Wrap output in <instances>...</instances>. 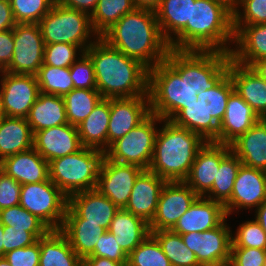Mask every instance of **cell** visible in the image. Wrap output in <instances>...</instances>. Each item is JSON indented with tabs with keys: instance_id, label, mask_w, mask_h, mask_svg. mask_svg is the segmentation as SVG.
I'll return each instance as SVG.
<instances>
[{
	"instance_id": "15",
	"label": "cell",
	"mask_w": 266,
	"mask_h": 266,
	"mask_svg": "<svg viewBox=\"0 0 266 266\" xmlns=\"http://www.w3.org/2000/svg\"><path fill=\"white\" fill-rule=\"evenodd\" d=\"M199 196L184 182H166L158 199L150 231L172 230Z\"/></svg>"
},
{
	"instance_id": "1",
	"label": "cell",
	"mask_w": 266,
	"mask_h": 266,
	"mask_svg": "<svg viewBox=\"0 0 266 266\" xmlns=\"http://www.w3.org/2000/svg\"><path fill=\"white\" fill-rule=\"evenodd\" d=\"M93 62L96 89L102 98L148 95V68L101 37L85 51Z\"/></svg>"
},
{
	"instance_id": "18",
	"label": "cell",
	"mask_w": 266,
	"mask_h": 266,
	"mask_svg": "<svg viewBox=\"0 0 266 266\" xmlns=\"http://www.w3.org/2000/svg\"><path fill=\"white\" fill-rule=\"evenodd\" d=\"M119 208L97 189L81 191L68 197L64 219H86L99 224L106 230Z\"/></svg>"
},
{
	"instance_id": "49",
	"label": "cell",
	"mask_w": 266,
	"mask_h": 266,
	"mask_svg": "<svg viewBox=\"0 0 266 266\" xmlns=\"http://www.w3.org/2000/svg\"><path fill=\"white\" fill-rule=\"evenodd\" d=\"M88 257L108 258L126 266L128 255L117 243L114 235L107 230L96 242L93 254Z\"/></svg>"
},
{
	"instance_id": "7",
	"label": "cell",
	"mask_w": 266,
	"mask_h": 266,
	"mask_svg": "<svg viewBox=\"0 0 266 266\" xmlns=\"http://www.w3.org/2000/svg\"><path fill=\"white\" fill-rule=\"evenodd\" d=\"M104 152L83 147L49 162V179L67 196L96 189Z\"/></svg>"
},
{
	"instance_id": "42",
	"label": "cell",
	"mask_w": 266,
	"mask_h": 266,
	"mask_svg": "<svg viewBox=\"0 0 266 266\" xmlns=\"http://www.w3.org/2000/svg\"><path fill=\"white\" fill-rule=\"evenodd\" d=\"M126 266H172L157 241L150 233L127 258Z\"/></svg>"
},
{
	"instance_id": "33",
	"label": "cell",
	"mask_w": 266,
	"mask_h": 266,
	"mask_svg": "<svg viewBox=\"0 0 266 266\" xmlns=\"http://www.w3.org/2000/svg\"><path fill=\"white\" fill-rule=\"evenodd\" d=\"M39 266H83V260L60 230H50L40 238Z\"/></svg>"
},
{
	"instance_id": "44",
	"label": "cell",
	"mask_w": 266,
	"mask_h": 266,
	"mask_svg": "<svg viewBox=\"0 0 266 266\" xmlns=\"http://www.w3.org/2000/svg\"><path fill=\"white\" fill-rule=\"evenodd\" d=\"M232 9L233 26L266 23V0H235Z\"/></svg>"
},
{
	"instance_id": "53",
	"label": "cell",
	"mask_w": 266,
	"mask_h": 266,
	"mask_svg": "<svg viewBox=\"0 0 266 266\" xmlns=\"http://www.w3.org/2000/svg\"><path fill=\"white\" fill-rule=\"evenodd\" d=\"M21 184L0 170V210L19 205Z\"/></svg>"
},
{
	"instance_id": "20",
	"label": "cell",
	"mask_w": 266,
	"mask_h": 266,
	"mask_svg": "<svg viewBox=\"0 0 266 266\" xmlns=\"http://www.w3.org/2000/svg\"><path fill=\"white\" fill-rule=\"evenodd\" d=\"M230 151V145L206 142L198 151L190 173L184 182L199 197H204L212 188L221 160Z\"/></svg>"
},
{
	"instance_id": "14",
	"label": "cell",
	"mask_w": 266,
	"mask_h": 266,
	"mask_svg": "<svg viewBox=\"0 0 266 266\" xmlns=\"http://www.w3.org/2000/svg\"><path fill=\"white\" fill-rule=\"evenodd\" d=\"M195 1L162 0L155 10L161 33L170 49L191 50V12Z\"/></svg>"
},
{
	"instance_id": "24",
	"label": "cell",
	"mask_w": 266,
	"mask_h": 266,
	"mask_svg": "<svg viewBox=\"0 0 266 266\" xmlns=\"http://www.w3.org/2000/svg\"><path fill=\"white\" fill-rule=\"evenodd\" d=\"M261 118L233 91L228 97L225 115L219 124L218 143L230 145Z\"/></svg>"
},
{
	"instance_id": "5",
	"label": "cell",
	"mask_w": 266,
	"mask_h": 266,
	"mask_svg": "<svg viewBox=\"0 0 266 266\" xmlns=\"http://www.w3.org/2000/svg\"><path fill=\"white\" fill-rule=\"evenodd\" d=\"M197 92L164 60L148 69L150 113L172 120L186 105L197 101Z\"/></svg>"
},
{
	"instance_id": "59",
	"label": "cell",
	"mask_w": 266,
	"mask_h": 266,
	"mask_svg": "<svg viewBox=\"0 0 266 266\" xmlns=\"http://www.w3.org/2000/svg\"><path fill=\"white\" fill-rule=\"evenodd\" d=\"M162 0H133L136 8L155 11Z\"/></svg>"
},
{
	"instance_id": "4",
	"label": "cell",
	"mask_w": 266,
	"mask_h": 266,
	"mask_svg": "<svg viewBox=\"0 0 266 266\" xmlns=\"http://www.w3.org/2000/svg\"><path fill=\"white\" fill-rule=\"evenodd\" d=\"M233 0H196L191 12V50L230 53L234 43ZM231 43V44H230Z\"/></svg>"
},
{
	"instance_id": "6",
	"label": "cell",
	"mask_w": 266,
	"mask_h": 266,
	"mask_svg": "<svg viewBox=\"0 0 266 266\" xmlns=\"http://www.w3.org/2000/svg\"><path fill=\"white\" fill-rule=\"evenodd\" d=\"M230 53L218 50L170 49L165 61L197 93L214 88L230 68Z\"/></svg>"
},
{
	"instance_id": "37",
	"label": "cell",
	"mask_w": 266,
	"mask_h": 266,
	"mask_svg": "<svg viewBox=\"0 0 266 266\" xmlns=\"http://www.w3.org/2000/svg\"><path fill=\"white\" fill-rule=\"evenodd\" d=\"M135 8L133 0H99L90 15L94 32L101 37L122 16Z\"/></svg>"
},
{
	"instance_id": "43",
	"label": "cell",
	"mask_w": 266,
	"mask_h": 266,
	"mask_svg": "<svg viewBox=\"0 0 266 266\" xmlns=\"http://www.w3.org/2000/svg\"><path fill=\"white\" fill-rule=\"evenodd\" d=\"M1 223L13 229L28 232H49L51 229L37 216L31 214L20 205L0 210Z\"/></svg>"
},
{
	"instance_id": "16",
	"label": "cell",
	"mask_w": 266,
	"mask_h": 266,
	"mask_svg": "<svg viewBox=\"0 0 266 266\" xmlns=\"http://www.w3.org/2000/svg\"><path fill=\"white\" fill-rule=\"evenodd\" d=\"M142 168L132 164L118 163L107 159L102 160L96 189L109 198L119 209L128 203L134 182Z\"/></svg>"
},
{
	"instance_id": "34",
	"label": "cell",
	"mask_w": 266,
	"mask_h": 266,
	"mask_svg": "<svg viewBox=\"0 0 266 266\" xmlns=\"http://www.w3.org/2000/svg\"><path fill=\"white\" fill-rule=\"evenodd\" d=\"M60 231L68 239L75 253L84 260L94 252L96 242L107 230L86 219H64Z\"/></svg>"
},
{
	"instance_id": "23",
	"label": "cell",
	"mask_w": 266,
	"mask_h": 266,
	"mask_svg": "<svg viewBox=\"0 0 266 266\" xmlns=\"http://www.w3.org/2000/svg\"><path fill=\"white\" fill-rule=\"evenodd\" d=\"M228 216L220 202L198 197L172 229L177 234L203 232L218 227Z\"/></svg>"
},
{
	"instance_id": "47",
	"label": "cell",
	"mask_w": 266,
	"mask_h": 266,
	"mask_svg": "<svg viewBox=\"0 0 266 266\" xmlns=\"http://www.w3.org/2000/svg\"><path fill=\"white\" fill-rule=\"evenodd\" d=\"M231 239V247L266 249V233L255 219L240 224Z\"/></svg>"
},
{
	"instance_id": "35",
	"label": "cell",
	"mask_w": 266,
	"mask_h": 266,
	"mask_svg": "<svg viewBox=\"0 0 266 266\" xmlns=\"http://www.w3.org/2000/svg\"><path fill=\"white\" fill-rule=\"evenodd\" d=\"M171 121L199 134L206 142L218 143L219 123L208 116L199 100L186 105Z\"/></svg>"
},
{
	"instance_id": "10",
	"label": "cell",
	"mask_w": 266,
	"mask_h": 266,
	"mask_svg": "<svg viewBox=\"0 0 266 266\" xmlns=\"http://www.w3.org/2000/svg\"><path fill=\"white\" fill-rule=\"evenodd\" d=\"M19 205L42 220L51 230H60L68 197L49 179L22 184Z\"/></svg>"
},
{
	"instance_id": "31",
	"label": "cell",
	"mask_w": 266,
	"mask_h": 266,
	"mask_svg": "<svg viewBox=\"0 0 266 266\" xmlns=\"http://www.w3.org/2000/svg\"><path fill=\"white\" fill-rule=\"evenodd\" d=\"M110 231L122 250L129 255L151 233L149 224L142 218L135 216L124 209L113 217Z\"/></svg>"
},
{
	"instance_id": "62",
	"label": "cell",
	"mask_w": 266,
	"mask_h": 266,
	"mask_svg": "<svg viewBox=\"0 0 266 266\" xmlns=\"http://www.w3.org/2000/svg\"><path fill=\"white\" fill-rule=\"evenodd\" d=\"M0 266H12L5 257H0Z\"/></svg>"
},
{
	"instance_id": "45",
	"label": "cell",
	"mask_w": 266,
	"mask_h": 266,
	"mask_svg": "<svg viewBox=\"0 0 266 266\" xmlns=\"http://www.w3.org/2000/svg\"><path fill=\"white\" fill-rule=\"evenodd\" d=\"M56 0H10L16 23H39Z\"/></svg>"
},
{
	"instance_id": "56",
	"label": "cell",
	"mask_w": 266,
	"mask_h": 266,
	"mask_svg": "<svg viewBox=\"0 0 266 266\" xmlns=\"http://www.w3.org/2000/svg\"><path fill=\"white\" fill-rule=\"evenodd\" d=\"M60 4L92 14L99 0H57Z\"/></svg>"
},
{
	"instance_id": "52",
	"label": "cell",
	"mask_w": 266,
	"mask_h": 266,
	"mask_svg": "<svg viewBox=\"0 0 266 266\" xmlns=\"http://www.w3.org/2000/svg\"><path fill=\"white\" fill-rule=\"evenodd\" d=\"M4 257L12 266H39L40 238L31 246L7 252Z\"/></svg>"
},
{
	"instance_id": "19",
	"label": "cell",
	"mask_w": 266,
	"mask_h": 266,
	"mask_svg": "<svg viewBox=\"0 0 266 266\" xmlns=\"http://www.w3.org/2000/svg\"><path fill=\"white\" fill-rule=\"evenodd\" d=\"M150 114L148 95L110 98L108 147L122 138Z\"/></svg>"
},
{
	"instance_id": "39",
	"label": "cell",
	"mask_w": 266,
	"mask_h": 266,
	"mask_svg": "<svg viewBox=\"0 0 266 266\" xmlns=\"http://www.w3.org/2000/svg\"><path fill=\"white\" fill-rule=\"evenodd\" d=\"M159 242L163 253L172 266H201L194 254L185 244L180 234L172 230L150 231Z\"/></svg>"
},
{
	"instance_id": "25",
	"label": "cell",
	"mask_w": 266,
	"mask_h": 266,
	"mask_svg": "<svg viewBox=\"0 0 266 266\" xmlns=\"http://www.w3.org/2000/svg\"><path fill=\"white\" fill-rule=\"evenodd\" d=\"M228 74L233 82L234 91L260 118L266 115V81L250 66L241 65L232 59Z\"/></svg>"
},
{
	"instance_id": "22",
	"label": "cell",
	"mask_w": 266,
	"mask_h": 266,
	"mask_svg": "<svg viewBox=\"0 0 266 266\" xmlns=\"http://www.w3.org/2000/svg\"><path fill=\"white\" fill-rule=\"evenodd\" d=\"M166 182L150 170H143L134 182L124 210L144 219L149 224L156 213L158 199Z\"/></svg>"
},
{
	"instance_id": "12",
	"label": "cell",
	"mask_w": 266,
	"mask_h": 266,
	"mask_svg": "<svg viewBox=\"0 0 266 266\" xmlns=\"http://www.w3.org/2000/svg\"><path fill=\"white\" fill-rule=\"evenodd\" d=\"M0 78L2 115L26 118L40 93L36 75L0 71Z\"/></svg>"
},
{
	"instance_id": "57",
	"label": "cell",
	"mask_w": 266,
	"mask_h": 266,
	"mask_svg": "<svg viewBox=\"0 0 266 266\" xmlns=\"http://www.w3.org/2000/svg\"><path fill=\"white\" fill-rule=\"evenodd\" d=\"M83 266H123L121 263L102 257H86Z\"/></svg>"
},
{
	"instance_id": "36",
	"label": "cell",
	"mask_w": 266,
	"mask_h": 266,
	"mask_svg": "<svg viewBox=\"0 0 266 266\" xmlns=\"http://www.w3.org/2000/svg\"><path fill=\"white\" fill-rule=\"evenodd\" d=\"M241 165L240 159L230 151L221 160L212 188L204 197L224 205L231 198L234 182Z\"/></svg>"
},
{
	"instance_id": "55",
	"label": "cell",
	"mask_w": 266,
	"mask_h": 266,
	"mask_svg": "<svg viewBox=\"0 0 266 266\" xmlns=\"http://www.w3.org/2000/svg\"><path fill=\"white\" fill-rule=\"evenodd\" d=\"M16 24L10 1L0 0V32L11 30Z\"/></svg>"
},
{
	"instance_id": "63",
	"label": "cell",
	"mask_w": 266,
	"mask_h": 266,
	"mask_svg": "<svg viewBox=\"0 0 266 266\" xmlns=\"http://www.w3.org/2000/svg\"><path fill=\"white\" fill-rule=\"evenodd\" d=\"M261 119H262V120L265 122V124H266V115H264Z\"/></svg>"
},
{
	"instance_id": "29",
	"label": "cell",
	"mask_w": 266,
	"mask_h": 266,
	"mask_svg": "<svg viewBox=\"0 0 266 266\" xmlns=\"http://www.w3.org/2000/svg\"><path fill=\"white\" fill-rule=\"evenodd\" d=\"M110 120V98H102L90 115L78 126L83 147L105 152L108 149V126Z\"/></svg>"
},
{
	"instance_id": "40",
	"label": "cell",
	"mask_w": 266,
	"mask_h": 266,
	"mask_svg": "<svg viewBox=\"0 0 266 266\" xmlns=\"http://www.w3.org/2000/svg\"><path fill=\"white\" fill-rule=\"evenodd\" d=\"M233 91V82L227 74L214 88L198 93L197 98L208 116H212L220 124L225 115L228 97Z\"/></svg>"
},
{
	"instance_id": "48",
	"label": "cell",
	"mask_w": 266,
	"mask_h": 266,
	"mask_svg": "<svg viewBox=\"0 0 266 266\" xmlns=\"http://www.w3.org/2000/svg\"><path fill=\"white\" fill-rule=\"evenodd\" d=\"M70 76L75 89H96L93 62L83 53L70 67Z\"/></svg>"
},
{
	"instance_id": "50",
	"label": "cell",
	"mask_w": 266,
	"mask_h": 266,
	"mask_svg": "<svg viewBox=\"0 0 266 266\" xmlns=\"http://www.w3.org/2000/svg\"><path fill=\"white\" fill-rule=\"evenodd\" d=\"M4 255L17 248H24L33 245L39 238L44 237L48 232H28L25 230L13 229L12 226H3Z\"/></svg>"
},
{
	"instance_id": "46",
	"label": "cell",
	"mask_w": 266,
	"mask_h": 266,
	"mask_svg": "<svg viewBox=\"0 0 266 266\" xmlns=\"http://www.w3.org/2000/svg\"><path fill=\"white\" fill-rule=\"evenodd\" d=\"M83 53L85 52L77 45L68 43L48 44L45 45L43 65L70 68Z\"/></svg>"
},
{
	"instance_id": "41",
	"label": "cell",
	"mask_w": 266,
	"mask_h": 266,
	"mask_svg": "<svg viewBox=\"0 0 266 266\" xmlns=\"http://www.w3.org/2000/svg\"><path fill=\"white\" fill-rule=\"evenodd\" d=\"M41 93L64 96L74 89L70 68L42 65L36 74Z\"/></svg>"
},
{
	"instance_id": "60",
	"label": "cell",
	"mask_w": 266,
	"mask_h": 266,
	"mask_svg": "<svg viewBox=\"0 0 266 266\" xmlns=\"http://www.w3.org/2000/svg\"><path fill=\"white\" fill-rule=\"evenodd\" d=\"M250 67L266 81V58L254 62Z\"/></svg>"
},
{
	"instance_id": "9",
	"label": "cell",
	"mask_w": 266,
	"mask_h": 266,
	"mask_svg": "<svg viewBox=\"0 0 266 266\" xmlns=\"http://www.w3.org/2000/svg\"><path fill=\"white\" fill-rule=\"evenodd\" d=\"M157 122L162 124V119L150 113L130 132L113 142L104 152V156L111 161L132 164L148 170L158 132Z\"/></svg>"
},
{
	"instance_id": "27",
	"label": "cell",
	"mask_w": 266,
	"mask_h": 266,
	"mask_svg": "<svg viewBox=\"0 0 266 266\" xmlns=\"http://www.w3.org/2000/svg\"><path fill=\"white\" fill-rule=\"evenodd\" d=\"M234 45L231 59L241 65L251 66L266 58V23L233 26Z\"/></svg>"
},
{
	"instance_id": "11",
	"label": "cell",
	"mask_w": 266,
	"mask_h": 266,
	"mask_svg": "<svg viewBox=\"0 0 266 266\" xmlns=\"http://www.w3.org/2000/svg\"><path fill=\"white\" fill-rule=\"evenodd\" d=\"M14 52L3 70L13 74L36 75L43 65L45 43L37 23H17L13 28Z\"/></svg>"
},
{
	"instance_id": "2",
	"label": "cell",
	"mask_w": 266,
	"mask_h": 266,
	"mask_svg": "<svg viewBox=\"0 0 266 266\" xmlns=\"http://www.w3.org/2000/svg\"><path fill=\"white\" fill-rule=\"evenodd\" d=\"M101 38L148 69L164 61L170 51L155 11L135 8L122 16Z\"/></svg>"
},
{
	"instance_id": "51",
	"label": "cell",
	"mask_w": 266,
	"mask_h": 266,
	"mask_svg": "<svg viewBox=\"0 0 266 266\" xmlns=\"http://www.w3.org/2000/svg\"><path fill=\"white\" fill-rule=\"evenodd\" d=\"M228 266H266V249L231 247Z\"/></svg>"
},
{
	"instance_id": "32",
	"label": "cell",
	"mask_w": 266,
	"mask_h": 266,
	"mask_svg": "<svg viewBox=\"0 0 266 266\" xmlns=\"http://www.w3.org/2000/svg\"><path fill=\"white\" fill-rule=\"evenodd\" d=\"M26 120L33 134L46 128L68 124L63 97L40 92Z\"/></svg>"
},
{
	"instance_id": "28",
	"label": "cell",
	"mask_w": 266,
	"mask_h": 266,
	"mask_svg": "<svg viewBox=\"0 0 266 266\" xmlns=\"http://www.w3.org/2000/svg\"><path fill=\"white\" fill-rule=\"evenodd\" d=\"M242 165L266 171V124L260 119L230 144Z\"/></svg>"
},
{
	"instance_id": "61",
	"label": "cell",
	"mask_w": 266,
	"mask_h": 266,
	"mask_svg": "<svg viewBox=\"0 0 266 266\" xmlns=\"http://www.w3.org/2000/svg\"><path fill=\"white\" fill-rule=\"evenodd\" d=\"M4 230L3 226H0V257H4V236H3Z\"/></svg>"
},
{
	"instance_id": "26",
	"label": "cell",
	"mask_w": 266,
	"mask_h": 266,
	"mask_svg": "<svg viewBox=\"0 0 266 266\" xmlns=\"http://www.w3.org/2000/svg\"><path fill=\"white\" fill-rule=\"evenodd\" d=\"M0 170L21 185L49 180V162L34 148L3 159Z\"/></svg>"
},
{
	"instance_id": "58",
	"label": "cell",
	"mask_w": 266,
	"mask_h": 266,
	"mask_svg": "<svg viewBox=\"0 0 266 266\" xmlns=\"http://www.w3.org/2000/svg\"><path fill=\"white\" fill-rule=\"evenodd\" d=\"M255 220L261 225V228L266 233V199L255 209Z\"/></svg>"
},
{
	"instance_id": "17",
	"label": "cell",
	"mask_w": 266,
	"mask_h": 266,
	"mask_svg": "<svg viewBox=\"0 0 266 266\" xmlns=\"http://www.w3.org/2000/svg\"><path fill=\"white\" fill-rule=\"evenodd\" d=\"M266 199V171L241 165L231 193L224 204L227 216L241 209L258 208Z\"/></svg>"
},
{
	"instance_id": "21",
	"label": "cell",
	"mask_w": 266,
	"mask_h": 266,
	"mask_svg": "<svg viewBox=\"0 0 266 266\" xmlns=\"http://www.w3.org/2000/svg\"><path fill=\"white\" fill-rule=\"evenodd\" d=\"M33 148L48 162L83 148L77 126L62 124L33 134Z\"/></svg>"
},
{
	"instance_id": "54",
	"label": "cell",
	"mask_w": 266,
	"mask_h": 266,
	"mask_svg": "<svg viewBox=\"0 0 266 266\" xmlns=\"http://www.w3.org/2000/svg\"><path fill=\"white\" fill-rule=\"evenodd\" d=\"M14 47L13 29L0 32V71L10 64Z\"/></svg>"
},
{
	"instance_id": "8",
	"label": "cell",
	"mask_w": 266,
	"mask_h": 266,
	"mask_svg": "<svg viewBox=\"0 0 266 266\" xmlns=\"http://www.w3.org/2000/svg\"><path fill=\"white\" fill-rule=\"evenodd\" d=\"M38 24L45 45L68 43L85 52L99 37L92 28L88 13L66 7L57 0Z\"/></svg>"
},
{
	"instance_id": "3",
	"label": "cell",
	"mask_w": 266,
	"mask_h": 266,
	"mask_svg": "<svg viewBox=\"0 0 266 266\" xmlns=\"http://www.w3.org/2000/svg\"><path fill=\"white\" fill-rule=\"evenodd\" d=\"M148 170L167 182L185 181L198 151L206 141L197 133L162 120Z\"/></svg>"
},
{
	"instance_id": "13",
	"label": "cell",
	"mask_w": 266,
	"mask_h": 266,
	"mask_svg": "<svg viewBox=\"0 0 266 266\" xmlns=\"http://www.w3.org/2000/svg\"><path fill=\"white\" fill-rule=\"evenodd\" d=\"M226 219L214 229L182 234L184 244L194 252L201 266H228L232 230Z\"/></svg>"
},
{
	"instance_id": "30",
	"label": "cell",
	"mask_w": 266,
	"mask_h": 266,
	"mask_svg": "<svg viewBox=\"0 0 266 266\" xmlns=\"http://www.w3.org/2000/svg\"><path fill=\"white\" fill-rule=\"evenodd\" d=\"M33 148V133L26 118L0 117V162Z\"/></svg>"
},
{
	"instance_id": "38",
	"label": "cell",
	"mask_w": 266,
	"mask_h": 266,
	"mask_svg": "<svg viewBox=\"0 0 266 266\" xmlns=\"http://www.w3.org/2000/svg\"><path fill=\"white\" fill-rule=\"evenodd\" d=\"M69 124L78 126L102 99L97 89H72L63 96Z\"/></svg>"
}]
</instances>
